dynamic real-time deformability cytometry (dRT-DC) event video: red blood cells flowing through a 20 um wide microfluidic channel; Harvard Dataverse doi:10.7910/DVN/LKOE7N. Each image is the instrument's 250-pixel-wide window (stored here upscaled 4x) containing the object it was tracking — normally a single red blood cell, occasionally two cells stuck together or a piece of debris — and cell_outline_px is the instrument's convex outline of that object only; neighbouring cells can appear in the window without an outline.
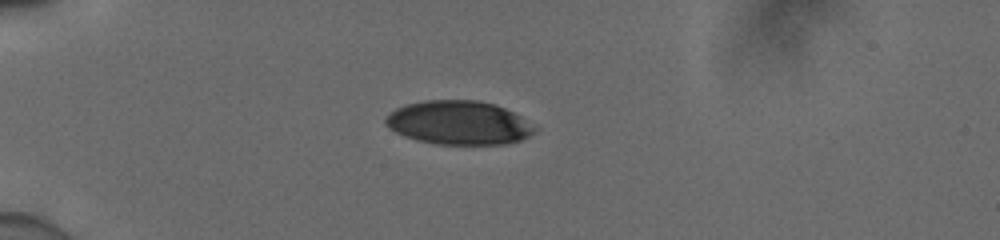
{"species": "human", "species_latin": "Homo sapiens", "temperature_condition": "cold", "stored_images_in_passage": 40, "camera_frame_rate_fps": 3000, "um_per_image_px": 0.085, "donor": {"sex": "male"}, "frame": {"image": 1, "passage_image": 1, "time_ms": 0.0, "image_size_px": [1000, 240], "cell_outline_px": [[540, 128], [528, 136], [520, 140], [504, 144], [436, 144], [416, 140], [404, 136], [388, 128], [384, 124], [384, 116], [388, 112], [404, 104], [424, 100], [480, 100], [496, 104], [520, 116]], "centroid_in_image_um": [38.96, 10.42], "position_along_channel_um": 46.0, "area_um2": 38.49}}
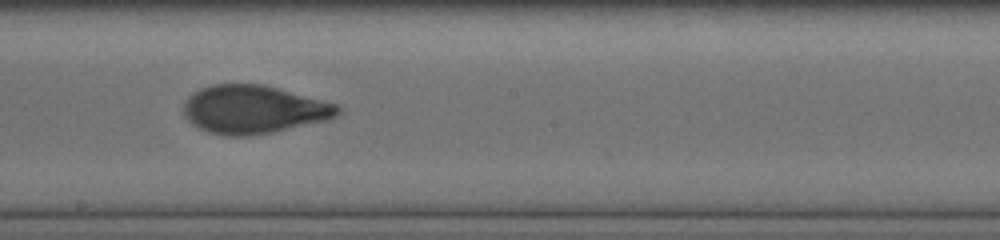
{"frame": {"image": 2, "passage_image": 18, "time_ms": 5.667, "image_size_px": [1000, 240], "cell_outline_px": [[344, 112], [336, 116], [324, 120], [272, 132], [248, 136], [224, 136], [208, 132], [196, 128], [184, 116], [184, 104], [188, 96], [200, 88], [212, 84], [264, 84], [340, 104]], "centroid_in_image_um": [21.57, 9.3], "position_along_channel_um": 226.6, "area_um2": 43.7}}
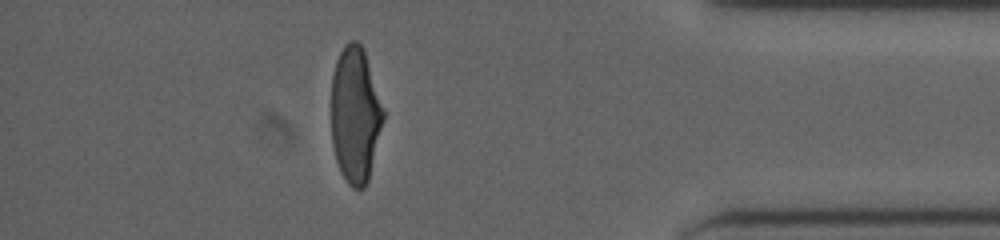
{"frame": {"image": 3, "passage_image": 34, "time_ms": 11.0, "image_size_px": [1000, 240], "cell_outline_px": [[384, 120], [368, 180], [364, 188], [352, 188], [348, 184], [340, 172], [336, 160], [332, 144], [332, 76], [336, 60], [344, 44], [348, 40], [356, 40], [364, 48], [384, 112]], "centroid_in_image_um": [30.19, 9.75], "position_along_channel_um": 405.0, "area_um2": 41.21}, "authors_computed_cell_mechanics": {"area_um2": 42.4541, "velocity_mm_per_s": 3.9082, "shape_relaxation_time_tau1_ms": 5.2699, "shape_relaxation_time_tau2_ms": 0.9948, "deformation_change_tau1": 0.2098, "deformation_change_tau2": 0.0706}}